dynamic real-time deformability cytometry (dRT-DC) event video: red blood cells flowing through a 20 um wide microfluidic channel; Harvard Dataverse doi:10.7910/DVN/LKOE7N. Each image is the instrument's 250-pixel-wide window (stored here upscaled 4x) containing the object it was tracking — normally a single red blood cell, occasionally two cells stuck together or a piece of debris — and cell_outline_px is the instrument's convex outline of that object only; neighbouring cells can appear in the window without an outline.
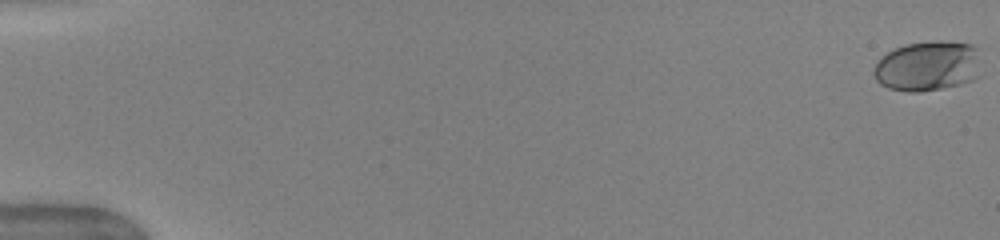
{"species": "human", "species_latin": "Homo sapiens", "temperature_condition": "warm", "stored_images_in_passage": 52, "camera_frame_rate_fps": 3000, "um_per_image_px": 0.085, "donor": {"sex": "female"}, "frame": {"image": 1, "passage_image": 1, "time_ms": 0.0, "image_size_px": [1000, 240], "cell_outline_px": [[980, 76], [972, 80], [960, 84], [920, 92], [908, 92], [888, 88], [880, 84], [876, 80], [872, 72], [872, 68], [888, 52], [904, 44], [936, 40], [940, 40], [972, 44], [976, 48]], "centroid_in_image_um": [78.84, 5.61], "position_along_channel_um": 6.2, "area_um2": 31.39}}
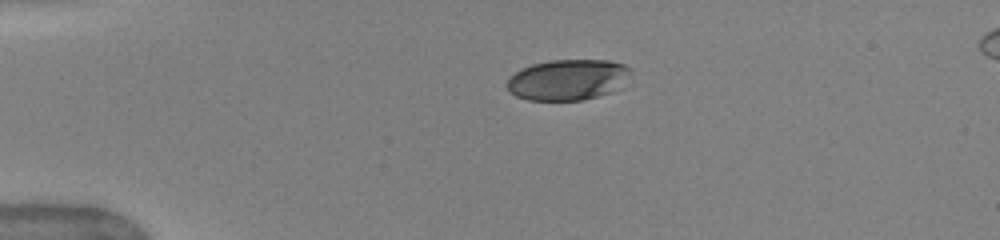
{"frame": {"image": 2, "passage_image": 13, "time_ms": 4.0, "image_size_px": [1000, 240], "cell_outline_px": [[632, 68], [612, 92], [584, 100], [528, 100], [516, 96], [508, 92], [508, 80], [516, 72], [532, 64], [548, 60], [608, 60], [624, 64]], "centroid_in_image_um": [48.22, 6.77], "position_along_channel_um": 36.8, "area_um2": 28.96}}
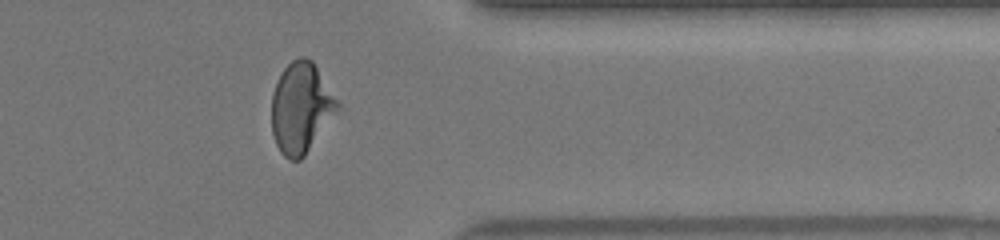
{"frame": {"image": 3, "passage_image": 43, "time_ms": 14.0, "image_size_px": [1000, 240], "cell_outline_px": [[340, 108], [304, 156], [300, 160], [288, 160], [280, 152], [276, 144], [272, 132], [272, 92], [284, 68], [292, 60], [300, 56], [304, 56], [312, 60], [340, 104]], "centroid_in_image_um": [25.58, 9.17], "position_along_channel_um": 385.8, "area_um2": 34.51}, "authors_computed_cell_mechanics": {"area_um2": 33.3795, "velocity_mm_per_s": 4.0551, "shape_relaxation_time_tau1_ms": 4.7453, "shape_relaxation_time_tau2_ms": null, "deformation_change_tau1": 0.2078, "deformation_change_tau2": null}}